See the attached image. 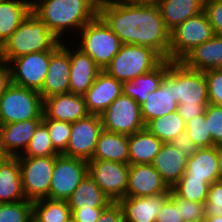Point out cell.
<instances>
[{
  "label": "cell",
  "mask_w": 222,
  "mask_h": 222,
  "mask_svg": "<svg viewBox=\"0 0 222 222\" xmlns=\"http://www.w3.org/2000/svg\"><path fill=\"white\" fill-rule=\"evenodd\" d=\"M169 198L180 208L184 222H202L205 219V206L203 203L183 199L172 189Z\"/></svg>",
  "instance_id": "obj_40"
},
{
  "label": "cell",
  "mask_w": 222,
  "mask_h": 222,
  "mask_svg": "<svg viewBox=\"0 0 222 222\" xmlns=\"http://www.w3.org/2000/svg\"><path fill=\"white\" fill-rule=\"evenodd\" d=\"M128 174L129 164L105 160L88 161V175L111 202H119L125 197Z\"/></svg>",
  "instance_id": "obj_12"
},
{
  "label": "cell",
  "mask_w": 222,
  "mask_h": 222,
  "mask_svg": "<svg viewBox=\"0 0 222 222\" xmlns=\"http://www.w3.org/2000/svg\"><path fill=\"white\" fill-rule=\"evenodd\" d=\"M209 187L204 179L181 177L171 189L183 199L205 204Z\"/></svg>",
  "instance_id": "obj_35"
},
{
  "label": "cell",
  "mask_w": 222,
  "mask_h": 222,
  "mask_svg": "<svg viewBox=\"0 0 222 222\" xmlns=\"http://www.w3.org/2000/svg\"><path fill=\"white\" fill-rule=\"evenodd\" d=\"M71 217L67 200L49 198L33 202V220L35 222H65Z\"/></svg>",
  "instance_id": "obj_34"
},
{
  "label": "cell",
  "mask_w": 222,
  "mask_h": 222,
  "mask_svg": "<svg viewBox=\"0 0 222 222\" xmlns=\"http://www.w3.org/2000/svg\"><path fill=\"white\" fill-rule=\"evenodd\" d=\"M33 119H43L42 96L12 83L0 97V125Z\"/></svg>",
  "instance_id": "obj_6"
},
{
  "label": "cell",
  "mask_w": 222,
  "mask_h": 222,
  "mask_svg": "<svg viewBox=\"0 0 222 222\" xmlns=\"http://www.w3.org/2000/svg\"><path fill=\"white\" fill-rule=\"evenodd\" d=\"M157 5L170 32L204 10V0H160Z\"/></svg>",
  "instance_id": "obj_27"
},
{
  "label": "cell",
  "mask_w": 222,
  "mask_h": 222,
  "mask_svg": "<svg viewBox=\"0 0 222 222\" xmlns=\"http://www.w3.org/2000/svg\"><path fill=\"white\" fill-rule=\"evenodd\" d=\"M187 158L172 143H163L153 159L152 165L171 189L186 171Z\"/></svg>",
  "instance_id": "obj_23"
},
{
  "label": "cell",
  "mask_w": 222,
  "mask_h": 222,
  "mask_svg": "<svg viewBox=\"0 0 222 222\" xmlns=\"http://www.w3.org/2000/svg\"><path fill=\"white\" fill-rule=\"evenodd\" d=\"M204 206L205 216H222V180L210 185Z\"/></svg>",
  "instance_id": "obj_43"
},
{
  "label": "cell",
  "mask_w": 222,
  "mask_h": 222,
  "mask_svg": "<svg viewBox=\"0 0 222 222\" xmlns=\"http://www.w3.org/2000/svg\"><path fill=\"white\" fill-rule=\"evenodd\" d=\"M181 62L189 69L203 72L222 68V35H214L198 45Z\"/></svg>",
  "instance_id": "obj_24"
},
{
  "label": "cell",
  "mask_w": 222,
  "mask_h": 222,
  "mask_svg": "<svg viewBox=\"0 0 222 222\" xmlns=\"http://www.w3.org/2000/svg\"><path fill=\"white\" fill-rule=\"evenodd\" d=\"M12 85V74L9 64L0 58V97Z\"/></svg>",
  "instance_id": "obj_50"
},
{
  "label": "cell",
  "mask_w": 222,
  "mask_h": 222,
  "mask_svg": "<svg viewBox=\"0 0 222 222\" xmlns=\"http://www.w3.org/2000/svg\"><path fill=\"white\" fill-rule=\"evenodd\" d=\"M60 45L61 41L31 11L0 47V58L9 63L29 53L55 51Z\"/></svg>",
  "instance_id": "obj_3"
},
{
  "label": "cell",
  "mask_w": 222,
  "mask_h": 222,
  "mask_svg": "<svg viewBox=\"0 0 222 222\" xmlns=\"http://www.w3.org/2000/svg\"><path fill=\"white\" fill-rule=\"evenodd\" d=\"M170 143H172L175 148L180 149L186 158H190L199 149V147L188 136L186 131L178 134Z\"/></svg>",
  "instance_id": "obj_46"
},
{
  "label": "cell",
  "mask_w": 222,
  "mask_h": 222,
  "mask_svg": "<svg viewBox=\"0 0 222 222\" xmlns=\"http://www.w3.org/2000/svg\"><path fill=\"white\" fill-rule=\"evenodd\" d=\"M98 15L122 44L146 46L169 60L170 31L165 27L157 4L145 1H102Z\"/></svg>",
  "instance_id": "obj_1"
},
{
  "label": "cell",
  "mask_w": 222,
  "mask_h": 222,
  "mask_svg": "<svg viewBox=\"0 0 222 222\" xmlns=\"http://www.w3.org/2000/svg\"><path fill=\"white\" fill-rule=\"evenodd\" d=\"M97 222H124V214L118 202H111L102 211Z\"/></svg>",
  "instance_id": "obj_47"
},
{
  "label": "cell",
  "mask_w": 222,
  "mask_h": 222,
  "mask_svg": "<svg viewBox=\"0 0 222 222\" xmlns=\"http://www.w3.org/2000/svg\"><path fill=\"white\" fill-rule=\"evenodd\" d=\"M215 35H222V1L204 0V10Z\"/></svg>",
  "instance_id": "obj_44"
},
{
  "label": "cell",
  "mask_w": 222,
  "mask_h": 222,
  "mask_svg": "<svg viewBox=\"0 0 222 222\" xmlns=\"http://www.w3.org/2000/svg\"><path fill=\"white\" fill-rule=\"evenodd\" d=\"M173 93L178 105L210 104L204 72L189 69L181 61H173Z\"/></svg>",
  "instance_id": "obj_11"
},
{
  "label": "cell",
  "mask_w": 222,
  "mask_h": 222,
  "mask_svg": "<svg viewBox=\"0 0 222 222\" xmlns=\"http://www.w3.org/2000/svg\"><path fill=\"white\" fill-rule=\"evenodd\" d=\"M33 202L23 200L13 203H0V222H31Z\"/></svg>",
  "instance_id": "obj_37"
},
{
  "label": "cell",
  "mask_w": 222,
  "mask_h": 222,
  "mask_svg": "<svg viewBox=\"0 0 222 222\" xmlns=\"http://www.w3.org/2000/svg\"><path fill=\"white\" fill-rule=\"evenodd\" d=\"M69 53L60 45L51 55L48 70L39 91L42 99L69 92Z\"/></svg>",
  "instance_id": "obj_20"
},
{
  "label": "cell",
  "mask_w": 222,
  "mask_h": 222,
  "mask_svg": "<svg viewBox=\"0 0 222 222\" xmlns=\"http://www.w3.org/2000/svg\"><path fill=\"white\" fill-rule=\"evenodd\" d=\"M100 116L103 129L110 132L129 136L146 128L140 105L123 93Z\"/></svg>",
  "instance_id": "obj_9"
},
{
  "label": "cell",
  "mask_w": 222,
  "mask_h": 222,
  "mask_svg": "<svg viewBox=\"0 0 222 222\" xmlns=\"http://www.w3.org/2000/svg\"><path fill=\"white\" fill-rule=\"evenodd\" d=\"M204 113L213 144L215 146L222 145V107L209 104Z\"/></svg>",
  "instance_id": "obj_41"
},
{
  "label": "cell",
  "mask_w": 222,
  "mask_h": 222,
  "mask_svg": "<svg viewBox=\"0 0 222 222\" xmlns=\"http://www.w3.org/2000/svg\"><path fill=\"white\" fill-rule=\"evenodd\" d=\"M98 4L97 0H40L32 12L61 42L72 41V36L76 38L80 29L98 15Z\"/></svg>",
  "instance_id": "obj_2"
},
{
  "label": "cell",
  "mask_w": 222,
  "mask_h": 222,
  "mask_svg": "<svg viewBox=\"0 0 222 222\" xmlns=\"http://www.w3.org/2000/svg\"><path fill=\"white\" fill-rule=\"evenodd\" d=\"M182 177L204 179L210 185L219 180L217 146L199 148L187 158L186 171Z\"/></svg>",
  "instance_id": "obj_26"
},
{
  "label": "cell",
  "mask_w": 222,
  "mask_h": 222,
  "mask_svg": "<svg viewBox=\"0 0 222 222\" xmlns=\"http://www.w3.org/2000/svg\"><path fill=\"white\" fill-rule=\"evenodd\" d=\"M170 193H162L147 197H124L121 205L124 222H156L157 215Z\"/></svg>",
  "instance_id": "obj_22"
},
{
  "label": "cell",
  "mask_w": 222,
  "mask_h": 222,
  "mask_svg": "<svg viewBox=\"0 0 222 222\" xmlns=\"http://www.w3.org/2000/svg\"><path fill=\"white\" fill-rule=\"evenodd\" d=\"M59 153L54 149L47 125L42 121L36 128L35 134L24 153L18 157H44V156H57Z\"/></svg>",
  "instance_id": "obj_36"
},
{
  "label": "cell",
  "mask_w": 222,
  "mask_h": 222,
  "mask_svg": "<svg viewBox=\"0 0 222 222\" xmlns=\"http://www.w3.org/2000/svg\"><path fill=\"white\" fill-rule=\"evenodd\" d=\"M160 0H145L146 3L157 4Z\"/></svg>",
  "instance_id": "obj_56"
},
{
  "label": "cell",
  "mask_w": 222,
  "mask_h": 222,
  "mask_svg": "<svg viewBox=\"0 0 222 222\" xmlns=\"http://www.w3.org/2000/svg\"><path fill=\"white\" fill-rule=\"evenodd\" d=\"M56 156L18 157L26 199L31 202L49 198Z\"/></svg>",
  "instance_id": "obj_8"
},
{
  "label": "cell",
  "mask_w": 222,
  "mask_h": 222,
  "mask_svg": "<svg viewBox=\"0 0 222 222\" xmlns=\"http://www.w3.org/2000/svg\"><path fill=\"white\" fill-rule=\"evenodd\" d=\"M65 222H76V221H75L74 218L71 216V217L68 218Z\"/></svg>",
  "instance_id": "obj_57"
},
{
  "label": "cell",
  "mask_w": 222,
  "mask_h": 222,
  "mask_svg": "<svg viewBox=\"0 0 222 222\" xmlns=\"http://www.w3.org/2000/svg\"><path fill=\"white\" fill-rule=\"evenodd\" d=\"M106 207H94L90 209H75L71 216L76 222H97L102 211Z\"/></svg>",
  "instance_id": "obj_48"
},
{
  "label": "cell",
  "mask_w": 222,
  "mask_h": 222,
  "mask_svg": "<svg viewBox=\"0 0 222 222\" xmlns=\"http://www.w3.org/2000/svg\"><path fill=\"white\" fill-rule=\"evenodd\" d=\"M210 104L222 107V68L204 71Z\"/></svg>",
  "instance_id": "obj_42"
},
{
  "label": "cell",
  "mask_w": 222,
  "mask_h": 222,
  "mask_svg": "<svg viewBox=\"0 0 222 222\" xmlns=\"http://www.w3.org/2000/svg\"><path fill=\"white\" fill-rule=\"evenodd\" d=\"M123 83L101 70L83 95L89 114L101 115L122 93Z\"/></svg>",
  "instance_id": "obj_19"
},
{
  "label": "cell",
  "mask_w": 222,
  "mask_h": 222,
  "mask_svg": "<svg viewBox=\"0 0 222 222\" xmlns=\"http://www.w3.org/2000/svg\"><path fill=\"white\" fill-rule=\"evenodd\" d=\"M91 160L129 164L128 136L103 129L99 134L96 150Z\"/></svg>",
  "instance_id": "obj_29"
},
{
  "label": "cell",
  "mask_w": 222,
  "mask_h": 222,
  "mask_svg": "<svg viewBox=\"0 0 222 222\" xmlns=\"http://www.w3.org/2000/svg\"><path fill=\"white\" fill-rule=\"evenodd\" d=\"M32 11L25 0L0 1V47Z\"/></svg>",
  "instance_id": "obj_32"
},
{
  "label": "cell",
  "mask_w": 222,
  "mask_h": 222,
  "mask_svg": "<svg viewBox=\"0 0 222 222\" xmlns=\"http://www.w3.org/2000/svg\"><path fill=\"white\" fill-rule=\"evenodd\" d=\"M5 157H6V156H5L4 152H3L2 149L0 148V163H1V161H2Z\"/></svg>",
  "instance_id": "obj_55"
},
{
  "label": "cell",
  "mask_w": 222,
  "mask_h": 222,
  "mask_svg": "<svg viewBox=\"0 0 222 222\" xmlns=\"http://www.w3.org/2000/svg\"><path fill=\"white\" fill-rule=\"evenodd\" d=\"M185 131L199 148L215 146L212 142L208 122L205 120V113L186 122Z\"/></svg>",
  "instance_id": "obj_38"
},
{
  "label": "cell",
  "mask_w": 222,
  "mask_h": 222,
  "mask_svg": "<svg viewBox=\"0 0 222 222\" xmlns=\"http://www.w3.org/2000/svg\"><path fill=\"white\" fill-rule=\"evenodd\" d=\"M27 200L21 181L18 157H5L0 163V203Z\"/></svg>",
  "instance_id": "obj_25"
},
{
  "label": "cell",
  "mask_w": 222,
  "mask_h": 222,
  "mask_svg": "<svg viewBox=\"0 0 222 222\" xmlns=\"http://www.w3.org/2000/svg\"><path fill=\"white\" fill-rule=\"evenodd\" d=\"M163 142L147 128L128 136L129 165L152 164Z\"/></svg>",
  "instance_id": "obj_30"
},
{
  "label": "cell",
  "mask_w": 222,
  "mask_h": 222,
  "mask_svg": "<svg viewBox=\"0 0 222 222\" xmlns=\"http://www.w3.org/2000/svg\"><path fill=\"white\" fill-rule=\"evenodd\" d=\"M31 7L37 4L40 0H25Z\"/></svg>",
  "instance_id": "obj_53"
},
{
  "label": "cell",
  "mask_w": 222,
  "mask_h": 222,
  "mask_svg": "<svg viewBox=\"0 0 222 222\" xmlns=\"http://www.w3.org/2000/svg\"><path fill=\"white\" fill-rule=\"evenodd\" d=\"M53 52L29 53L12 59L8 63L11 69L12 83L39 92L48 70L50 55Z\"/></svg>",
  "instance_id": "obj_14"
},
{
  "label": "cell",
  "mask_w": 222,
  "mask_h": 222,
  "mask_svg": "<svg viewBox=\"0 0 222 222\" xmlns=\"http://www.w3.org/2000/svg\"><path fill=\"white\" fill-rule=\"evenodd\" d=\"M202 222H222V216H206Z\"/></svg>",
  "instance_id": "obj_52"
},
{
  "label": "cell",
  "mask_w": 222,
  "mask_h": 222,
  "mask_svg": "<svg viewBox=\"0 0 222 222\" xmlns=\"http://www.w3.org/2000/svg\"><path fill=\"white\" fill-rule=\"evenodd\" d=\"M67 202L72 213L75 209L107 207L111 200L95 181L87 175L67 199Z\"/></svg>",
  "instance_id": "obj_31"
},
{
  "label": "cell",
  "mask_w": 222,
  "mask_h": 222,
  "mask_svg": "<svg viewBox=\"0 0 222 222\" xmlns=\"http://www.w3.org/2000/svg\"><path fill=\"white\" fill-rule=\"evenodd\" d=\"M87 175V161L63 154L57 155L52 172L49 199L67 200Z\"/></svg>",
  "instance_id": "obj_10"
},
{
  "label": "cell",
  "mask_w": 222,
  "mask_h": 222,
  "mask_svg": "<svg viewBox=\"0 0 222 222\" xmlns=\"http://www.w3.org/2000/svg\"><path fill=\"white\" fill-rule=\"evenodd\" d=\"M156 222H184L180 213V208L168 198L162 205L157 215Z\"/></svg>",
  "instance_id": "obj_45"
},
{
  "label": "cell",
  "mask_w": 222,
  "mask_h": 222,
  "mask_svg": "<svg viewBox=\"0 0 222 222\" xmlns=\"http://www.w3.org/2000/svg\"><path fill=\"white\" fill-rule=\"evenodd\" d=\"M103 130L100 115L89 114L71 123V133L63 155L89 161L92 159L100 132Z\"/></svg>",
  "instance_id": "obj_13"
},
{
  "label": "cell",
  "mask_w": 222,
  "mask_h": 222,
  "mask_svg": "<svg viewBox=\"0 0 222 222\" xmlns=\"http://www.w3.org/2000/svg\"><path fill=\"white\" fill-rule=\"evenodd\" d=\"M163 60L164 58L152 48L122 44L119 52L103 70L123 83L151 71Z\"/></svg>",
  "instance_id": "obj_5"
},
{
  "label": "cell",
  "mask_w": 222,
  "mask_h": 222,
  "mask_svg": "<svg viewBox=\"0 0 222 222\" xmlns=\"http://www.w3.org/2000/svg\"><path fill=\"white\" fill-rule=\"evenodd\" d=\"M43 122L47 125L54 149L59 154H63L69 142L71 123L54 119H43Z\"/></svg>",
  "instance_id": "obj_39"
},
{
  "label": "cell",
  "mask_w": 222,
  "mask_h": 222,
  "mask_svg": "<svg viewBox=\"0 0 222 222\" xmlns=\"http://www.w3.org/2000/svg\"><path fill=\"white\" fill-rule=\"evenodd\" d=\"M167 69L168 59H164L151 71L144 73L133 80L123 82V94L129 96L141 105L151 92H154L159 88Z\"/></svg>",
  "instance_id": "obj_28"
},
{
  "label": "cell",
  "mask_w": 222,
  "mask_h": 222,
  "mask_svg": "<svg viewBox=\"0 0 222 222\" xmlns=\"http://www.w3.org/2000/svg\"><path fill=\"white\" fill-rule=\"evenodd\" d=\"M162 193H171V189L152 164L129 165L125 197H147Z\"/></svg>",
  "instance_id": "obj_16"
},
{
  "label": "cell",
  "mask_w": 222,
  "mask_h": 222,
  "mask_svg": "<svg viewBox=\"0 0 222 222\" xmlns=\"http://www.w3.org/2000/svg\"><path fill=\"white\" fill-rule=\"evenodd\" d=\"M219 180H222V145L217 146Z\"/></svg>",
  "instance_id": "obj_51"
},
{
  "label": "cell",
  "mask_w": 222,
  "mask_h": 222,
  "mask_svg": "<svg viewBox=\"0 0 222 222\" xmlns=\"http://www.w3.org/2000/svg\"><path fill=\"white\" fill-rule=\"evenodd\" d=\"M115 2H134V1H145V0H111Z\"/></svg>",
  "instance_id": "obj_54"
},
{
  "label": "cell",
  "mask_w": 222,
  "mask_h": 222,
  "mask_svg": "<svg viewBox=\"0 0 222 222\" xmlns=\"http://www.w3.org/2000/svg\"><path fill=\"white\" fill-rule=\"evenodd\" d=\"M177 106L173 93V61L168 60V69L159 88L140 105L142 119L147 125L153 119L177 111Z\"/></svg>",
  "instance_id": "obj_17"
},
{
  "label": "cell",
  "mask_w": 222,
  "mask_h": 222,
  "mask_svg": "<svg viewBox=\"0 0 222 222\" xmlns=\"http://www.w3.org/2000/svg\"><path fill=\"white\" fill-rule=\"evenodd\" d=\"M208 105H178L177 112L185 122L204 114Z\"/></svg>",
  "instance_id": "obj_49"
},
{
  "label": "cell",
  "mask_w": 222,
  "mask_h": 222,
  "mask_svg": "<svg viewBox=\"0 0 222 222\" xmlns=\"http://www.w3.org/2000/svg\"><path fill=\"white\" fill-rule=\"evenodd\" d=\"M43 119L0 125V148L6 157L21 156Z\"/></svg>",
  "instance_id": "obj_21"
},
{
  "label": "cell",
  "mask_w": 222,
  "mask_h": 222,
  "mask_svg": "<svg viewBox=\"0 0 222 222\" xmlns=\"http://www.w3.org/2000/svg\"><path fill=\"white\" fill-rule=\"evenodd\" d=\"M61 46L70 56L69 92L83 96L102 69L72 41H62Z\"/></svg>",
  "instance_id": "obj_15"
},
{
  "label": "cell",
  "mask_w": 222,
  "mask_h": 222,
  "mask_svg": "<svg viewBox=\"0 0 222 222\" xmlns=\"http://www.w3.org/2000/svg\"><path fill=\"white\" fill-rule=\"evenodd\" d=\"M72 40V43L89 55L102 70L119 52L122 45L118 36L99 15L84 25L78 36Z\"/></svg>",
  "instance_id": "obj_4"
},
{
  "label": "cell",
  "mask_w": 222,
  "mask_h": 222,
  "mask_svg": "<svg viewBox=\"0 0 222 222\" xmlns=\"http://www.w3.org/2000/svg\"><path fill=\"white\" fill-rule=\"evenodd\" d=\"M89 115L84 96L63 93L43 99V119L73 123Z\"/></svg>",
  "instance_id": "obj_18"
},
{
  "label": "cell",
  "mask_w": 222,
  "mask_h": 222,
  "mask_svg": "<svg viewBox=\"0 0 222 222\" xmlns=\"http://www.w3.org/2000/svg\"><path fill=\"white\" fill-rule=\"evenodd\" d=\"M146 128L163 143H169L185 132L186 122L177 111L151 120Z\"/></svg>",
  "instance_id": "obj_33"
},
{
  "label": "cell",
  "mask_w": 222,
  "mask_h": 222,
  "mask_svg": "<svg viewBox=\"0 0 222 222\" xmlns=\"http://www.w3.org/2000/svg\"><path fill=\"white\" fill-rule=\"evenodd\" d=\"M214 35L204 11L187 19L170 32L169 60L181 61L195 47Z\"/></svg>",
  "instance_id": "obj_7"
}]
</instances>
